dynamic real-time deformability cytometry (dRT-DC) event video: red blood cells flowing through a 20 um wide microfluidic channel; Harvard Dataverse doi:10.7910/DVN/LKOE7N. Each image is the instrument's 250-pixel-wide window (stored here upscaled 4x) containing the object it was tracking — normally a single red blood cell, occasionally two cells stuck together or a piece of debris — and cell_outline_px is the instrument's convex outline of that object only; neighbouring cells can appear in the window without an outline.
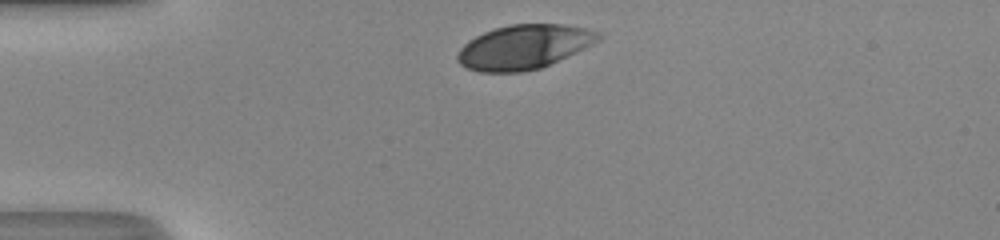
{"species": "human", "species_latin": "Homo sapiens", "temperature_condition": "room temperature", "stored_images_in_passage": 29, "camera_frame_rate_fps": 3000, "um_per_image_px": 0.085, "donor": {"sex": "male"}, "frame": {"image": 1, "passage_image": 1, "time_ms": 0.0, "image_size_px": [1000, 240], "cell_outline_px": [[604, 36], [540, 68], [520, 72], [480, 72], [468, 68], [460, 64], [456, 60], [456, 56], [460, 48], [468, 40], [484, 32], [496, 28], [512, 24], [560, 24], [584, 28], [600, 32]], "centroid_in_image_um": [44.44, 3.98], "position_along_channel_um": 40.6, "area_um2": 35.55}}
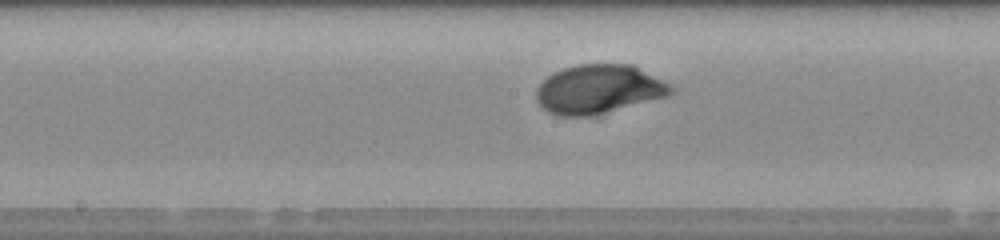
{"frame": {"image": 2, "passage_image": 15, "time_ms": 4.667, "image_size_px": [1000, 240], "cell_outline_px": [[676, 92], [668, 96], [592, 116], [560, 116], [548, 112], [536, 100], [536, 88], [548, 76], [564, 68], [580, 64], [632, 64], [672, 84], [676, 88]], "centroid_in_image_um": [50.94, 7.58], "position_along_channel_um": 197.3, "area_um2": 38.55}}
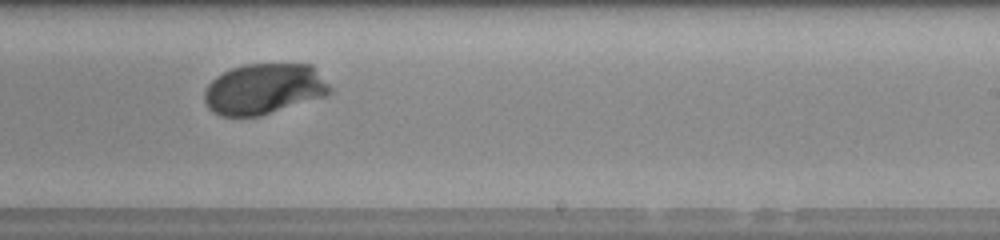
{"frame": {"image": 3, "passage_image": 20, "time_ms": 6.333, "image_size_px": [1000, 240], "cell_outline_px": [[332, 92], [328, 96], [260, 116], [220, 116], [212, 112], [208, 108], [204, 100], [204, 92], [208, 84], [216, 76], [232, 68], [244, 64], [312, 64], [332, 88]], "centroid_in_image_um": [22.46, 7.57], "position_along_channel_um": 266.5, "area_um2": 37.45}, "authors_computed_cell_mechanics": {"area_um2": 37.5122, "velocity_mm_per_s": 4.1683, "shape_relaxation_time_tau1_ms": 2.0266, "shape_relaxation_time_tau2_ms": null, "deformation_change_tau1": 0.1347, "deformation_change_tau2": null}}